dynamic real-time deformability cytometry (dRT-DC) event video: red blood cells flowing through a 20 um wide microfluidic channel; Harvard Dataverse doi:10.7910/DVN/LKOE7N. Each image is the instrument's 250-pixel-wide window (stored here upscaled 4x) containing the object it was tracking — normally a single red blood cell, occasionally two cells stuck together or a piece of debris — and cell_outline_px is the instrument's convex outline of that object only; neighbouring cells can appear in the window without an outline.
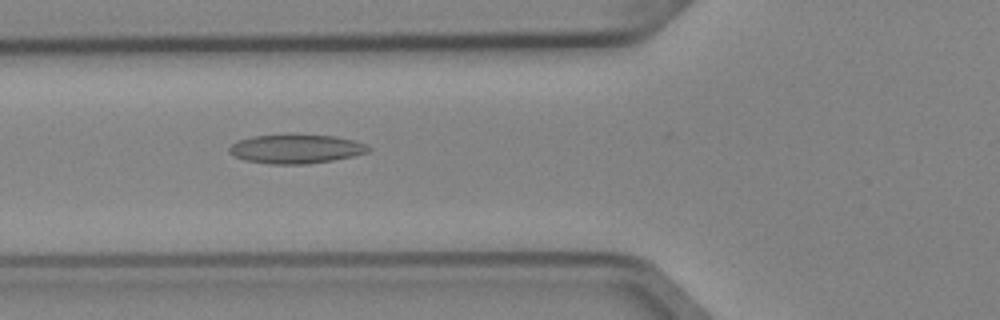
{"species": "Egyptian fruit bat (a non-hibernating species)", "species_latin": "Rousettus aegyptiacus", "temperature_condition": "cold", "stored_images_in_passage": 3, "camera_frame_rate_fps": 3000, "um_per_image_px": 0.085, "animal": {"sex": "female"}, "frame": {"image": 1, "passage_image": 2, "time_ms": 0.333, "image_size_px": [1000, 320], "cell_outline_px": [[372, 148], [368, 152], [352, 156], [332, 160], [308, 164], [272, 164], [244, 160], [228, 152], [228, 148], [236, 140], [252, 136], [332, 136], [352, 140], [364, 144]], "centroid_in_image_um": [25.12, 12.68], "position_along_channel_um": 100.7, "area_um2": 22.95}}
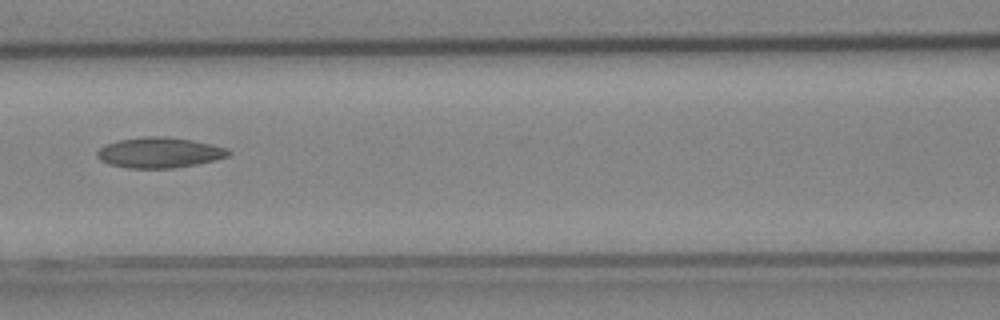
{"frame": {"image": 2, "passage_image": 3, "time_ms": 0.667, "image_size_px": [1000, 320], "cell_outline_px": [[232, 152], [228, 156], [216, 160], [196, 164], [172, 168], [128, 168], [108, 164], [100, 160], [96, 156], [96, 152], [100, 148], [108, 144], [120, 140], [148, 136], [164, 136], [192, 140], [212, 144], [228, 148]], "centroid_in_image_um": [13.57, 12.97], "position_along_channel_um": 153.0, "area_um2": 23.29}}